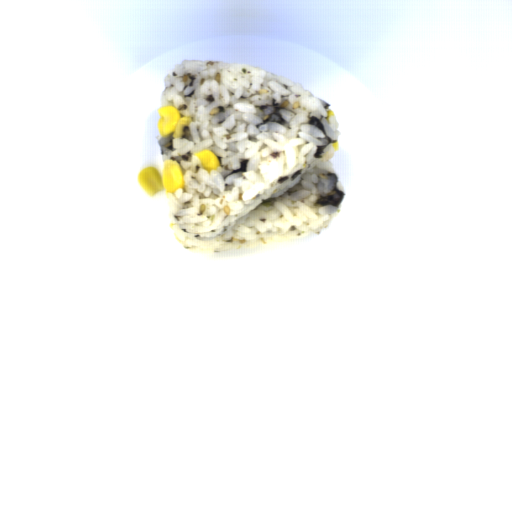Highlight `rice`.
I'll return each mask as SVG.
<instances>
[{
	"label": "rice",
	"instance_id": "rice-1",
	"mask_svg": "<svg viewBox=\"0 0 512 512\" xmlns=\"http://www.w3.org/2000/svg\"><path fill=\"white\" fill-rule=\"evenodd\" d=\"M189 117L185 136L156 141L184 188L166 191L175 240L226 255L321 236L345 198L331 159L341 133L332 105L285 76L220 60L182 59L166 73L160 108ZM221 160L211 174L196 154Z\"/></svg>",
	"mask_w": 512,
	"mask_h": 512
}]
</instances>
